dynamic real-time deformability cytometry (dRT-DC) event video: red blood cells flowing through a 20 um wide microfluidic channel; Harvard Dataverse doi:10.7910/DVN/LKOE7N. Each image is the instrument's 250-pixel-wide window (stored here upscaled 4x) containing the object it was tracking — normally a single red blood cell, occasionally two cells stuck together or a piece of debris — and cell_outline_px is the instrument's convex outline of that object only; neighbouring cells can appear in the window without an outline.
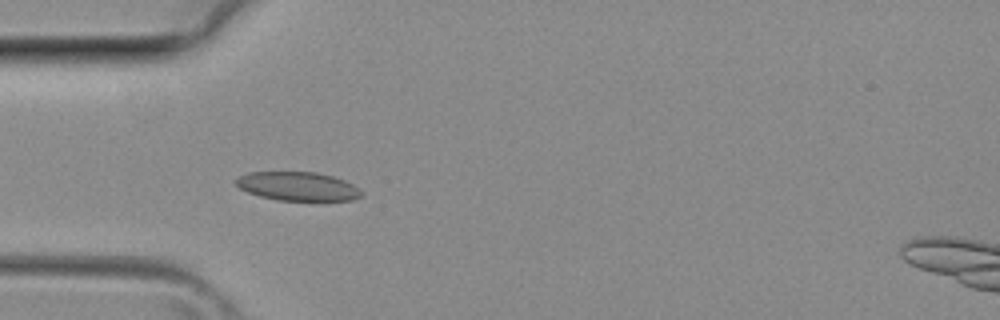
{"species": "common noctule bat (a hibernating species)", "species_latin": "Nyctalus noctula", "temperature_condition": "room temperature", "stored_images_in_passage": 34, "camera_frame_rate_fps": 3000, "um_per_image_px": 0.085, "animal": {"sex": "female", "body_mass_g": 29.2, "forearm_length_mm": 56.3}, "frame": {"image": 1, "passage_image": 7, "time_ms": 2.0, "image_size_px": [1000, 320], "cell_outline_px": [[364, 192], [360, 196], [352, 200], [280, 200], [260, 196], [248, 192], [240, 188], [236, 184], [236, 180], [240, 176], [248, 172], [316, 172], [332, 176], [344, 180], [352, 184]], "centroid_in_image_um": [25.32, 15.83], "position_along_channel_um": 59.7, "area_um2": 20.81}}
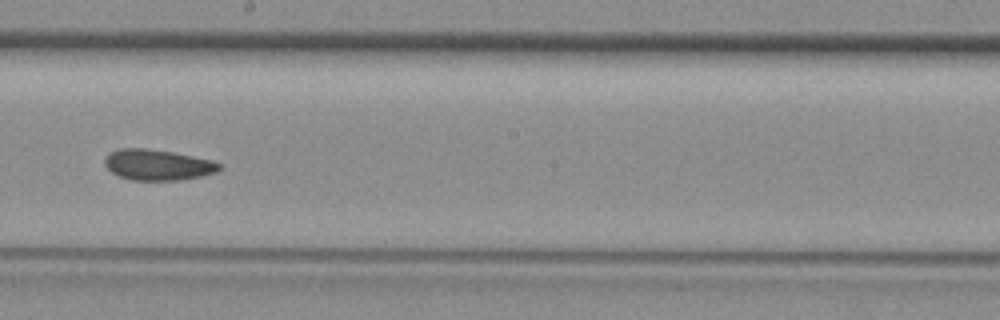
{"frame": {"image": 2, "passage_image": 17, "time_ms": 5.333, "image_size_px": [1000, 320], "cell_outline_px": [[220, 168], [216, 172], [200, 176], [180, 180], [132, 180], [120, 176], [112, 172], [104, 164], [104, 160], [112, 152], [120, 148], [148, 148], [172, 152], [212, 160], [220, 164]], "centroid_in_image_um": [13.4, 14.01], "position_along_channel_um": 234.8, "area_um2": 20.29}}
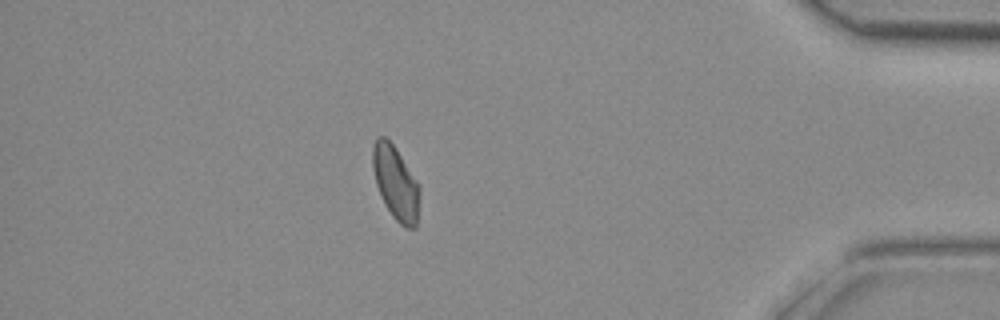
{"frame": {"image": 3, "passage_image": 29, "time_ms": 9.333, "image_size_px": [1000, 320], "cell_outline_px": [[420, 192], [416, 228], [408, 228], [400, 224], [392, 216], [380, 196], [376, 184], [372, 168], [372, 144], [376, 136], [384, 136], [396, 148], [420, 188]], "centroid_in_image_um": [33.6, 15.53], "position_along_channel_um": 401.6, "area_um2": 20.11}}